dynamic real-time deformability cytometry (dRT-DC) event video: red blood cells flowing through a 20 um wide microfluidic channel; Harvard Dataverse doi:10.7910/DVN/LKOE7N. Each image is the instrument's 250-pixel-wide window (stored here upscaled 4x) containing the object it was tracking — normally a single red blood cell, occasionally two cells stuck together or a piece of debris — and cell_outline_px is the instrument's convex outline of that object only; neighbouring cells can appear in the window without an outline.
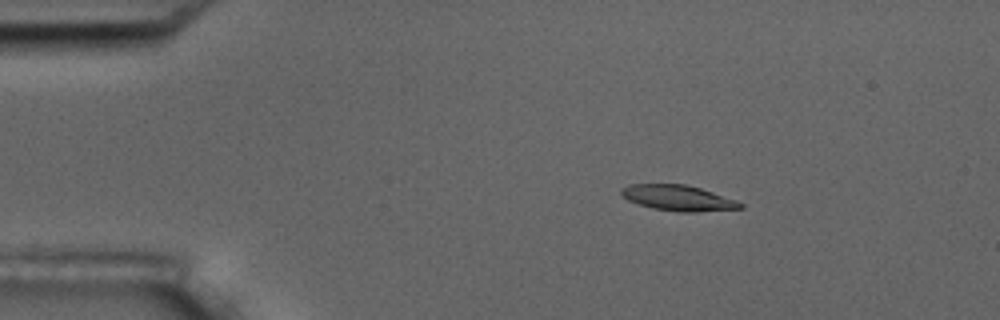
{"species": "common noctule bat (a hibernating species)", "species_latin": "Nyctalus noctula", "temperature_condition": "room temperature", "stored_images_in_passage": 3, "camera_frame_rate_fps": 3000, "um_per_image_px": 0.085, "animal": {"sex": "male", "body_mass_g": 17.5, "forearm_length_mm": 52.3}, "frame": {"image": 1, "passage_image": 2, "time_ms": 1.333, "image_size_px": [1000, 320], "cell_outline_px": [[744, 208], [696, 212], [676, 212], [652, 208], [628, 200], [620, 196], [620, 188], [628, 184], [684, 184], [700, 188], [736, 200], [744, 204]], "centroid_in_image_um": [57.61, 16.83], "position_along_channel_um": 27.4, "area_um2": 17.86}}